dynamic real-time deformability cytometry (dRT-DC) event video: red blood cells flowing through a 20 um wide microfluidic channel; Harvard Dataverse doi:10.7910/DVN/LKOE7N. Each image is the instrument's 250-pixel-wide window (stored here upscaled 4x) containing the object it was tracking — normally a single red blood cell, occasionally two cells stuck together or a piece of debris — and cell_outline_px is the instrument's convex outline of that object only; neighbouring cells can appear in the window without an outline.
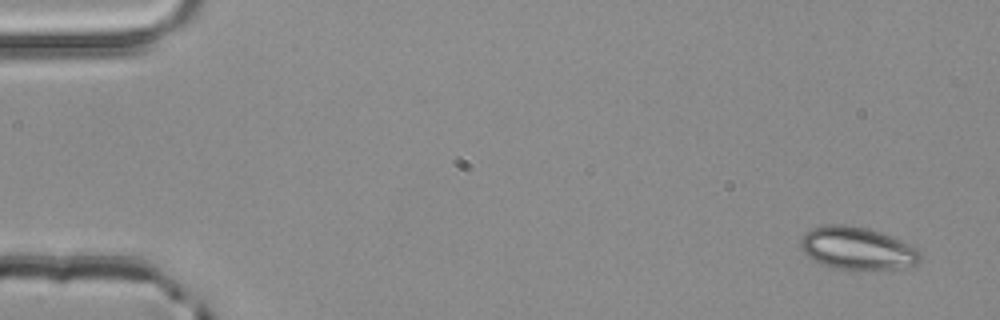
{"species": "common noctule bat (a hibernating species)", "species_latin": "Nyctalus noctula", "temperature_condition": "room temperature", "stored_images_in_passage": 4, "segment_of_instrument_passage": [1, 2], "camera_frame_rate_fps": 3000, "um_per_image_px": 0.085, "animal": {"sex": "male", "body_mass_g": 20.4}, "frame": {"image": 1, "passage_image": 1, "time_ms": 0.0, "image_size_px": [1000, 320], "cell_outline_px": [[920, 260], [916, 264], [896, 268], [836, 268], [824, 264], [808, 256], [804, 252], [800, 244], [800, 236], [804, 232], [812, 228], [828, 224], [840, 224], [868, 228], [880, 232], [900, 240], [916, 248], [920, 252]], "centroid_in_image_um": [72.83, 21.07], "position_along_channel_um": 12.2, "area_um2": 29.02}}
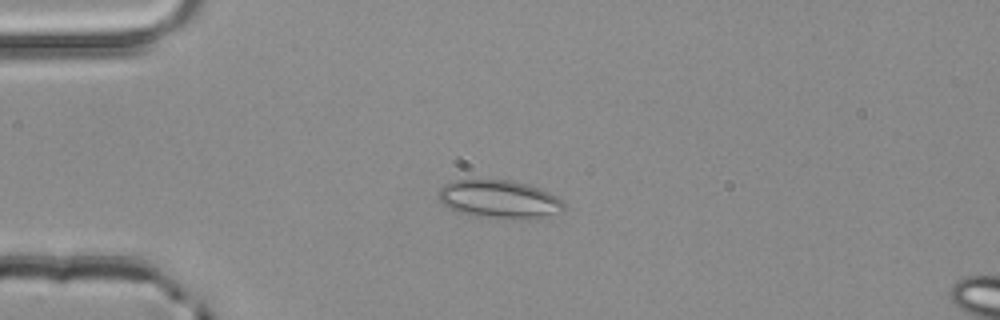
{"frame": {"image": 2, "passage_image": 3, "time_ms": 0.667, "image_size_px": [1000, 320], "cell_outline_px": [[564, 212], [540, 216], [504, 220], [476, 216], [456, 212], [448, 208], [440, 200], [440, 188], [444, 184], [452, 180], [512, 180], [528, 184], [540, 188], [556, 196], [564, 204]], "centroid_in_image_um": [42.42, 16.94], "position_along_channel_um": 42.6, "area_um2": 27.92}}